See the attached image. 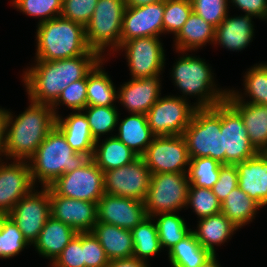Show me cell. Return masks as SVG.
<instances>
[{"label":"cell","mask_w":267,"mask_h":267,"mask_svg":"<svg viewBox=\"0 0 267 267\" xmlns=\"http://www.w3.org/2000/svg\"><path fill=\"white\" fill-rule=\"evenodd\" d=\"M61 105L73 111H82L87 106V76L70 83L61 91L57 101L51 106L55 117L59 116L57 109Z\"/></svg>","instance_id":"43"},{"label":"cell","mask_w":267,"mask_h":267,"mask_svg":"<svg viewBox=\"0 0 267 267\" xmlns=\"http://www.w3.org/2000/svg\"><path fill=\"white\" fill-rule=\"evenodd\" d=\"M187 207L193 209L199 220L221 212V202L212 189L194 187L192 184L188 187Z\"/></svg>","instance_id":"40"},{"label":"cell","mask_w":267,"mask_h":267,"mask_svg":"<svg viewBox=\"0 0 267 267\" xmlns=\"http://www.w3.org/2000/svg\"><path fill=\"white\" fill-rule=\"evenodd\" d=\"M244 95L240 90H230L229 93L238 101L267 105V62L254 64L243 75ZM245 98V99H244Z\"/></svg>","instance_id":"33"},{"label":"cell","mask_w":267,"mask_h":267,"mask_svg":"<svg viewBox=\"0 0 267 267\" xmlns=\"http://www.w3.org/2000/svg\"><path fill=\"white\" fill-rule=\"evenodd\" d=\"M193 11L215 28L229 14L228 0H191Z\"/></svg>","instance_id":"44"},{"label":"cell","mask_w":267,"mask_h":267,"mask_svg":"<svg viewBox=\"0 0 267 267\" xmlns=\"http://www.w3.org/2000/svg\"><path fill=\"white\" fill-rule=\"evenodd\" d=\"M212 254L203 248L193 231L168 251L171 267H199Z\"/></svg>","instance_id":"34"},{"label":"cell","mask_w":267,"mask_h":267,"mask_svg":"<svg viewBox=\"0 0 267 267\" xmlns=\"http://www.w3.org/2000/svg\"><path fill=\"white\" fill-rule=\"evenodd\" d=\"M197 222V229H192V231L201 246L212 255L216 254L215 245L216 247L223 245L239 229L221 212Z\"/></svg>","instance_id":"28"},{"label":"cell","mask_w":267,"mask_h":267,"mask_svg":"<svg viewBox=\"0 0 267 267\" xmlns=\"http://www.w3.org/2000/svg\"><path fill=\"white\" fill-rule=\"evenodd\" d=\"M55 126L63 133L70 147L78 153L93 155L96 140L93 138L90 125L83 111H74L66 117H56Z\"/></svg>","instance_id":"24"},{"label":"cell","mask_w":267,"mask_h":267,"mask_svg":"<svg viewBox=\"0 0 267 267\" xmlns=\"http://www.w3.org/2000/svg\"><path fill=\"white\" fill-rule=\"evenodd\" d=\"M126 2L127 7H140L149 4H153L155 2H159L162 0H124Z\"/></svg>","instance_id":"52"},{"label":"cell","mask_w":267,"mask_h":267,"mask_svg":"<svg viewBox=\"0 0 267 267\" xmlns=\"http://www.w3.org/2000/svg\"><path fill=\"white\" fill-rule=\"evenodd\" d=\"M221 134L224 164L235 165L258 153L250 142L241 115L226 100L221 102Z\"/></svg>","instance_id":"15"},{"label":"cell","mask_w":267,"mask_h":267,"mask_svg":"<svg viewBox=\"0 0 267 267\" xmlns=\"http://www.w3.org/2000/svg\"><path fill=\"white\" fill-rule=\"evenodd\" d=\"M100 143V145H99ZM139 156L115 136L96 140L91 159L103 171L117 169L134 161Z\"/></svg>","instance_id":"30"},{"label":"cell","mask_w":267,"mask_h":267,"mask_svg":"<svg viewBox=\"0 0 267 267\" xmlns=\"http://www.w3.org/2000/svg\"><path fill=\"white\" fill-rule=\"evenodd\" d=\"M181 95L160 96L147 112V121L155 136L183 135L197 109Z\"/></svg>","instance_id":"9"},{"label":"cell","mask_w":267,"mask_h":267,"mask_svg":"<svg viewBox=\"0 0 267 267\" xmlns=\"http://www.w3.org/2000/svg\"><path fill=\"white\" fill-rule=\"evenodd\" d=\"M103 59L96 51L56 61L35 60L22 73L29 101L52 106L70 83L84 79Z\"/></svg>","instance_id":"1"},{"label":"cell","mask_w":267,"mask_h":267,"mask_svg":"<svg viewBox=\"0 0 267 267\" xmlns=\"http://www.w3.org/2000/svg\"><path fill=\"white\" fill-rule=\"evenodd\" d=\"M252 15L241 14L226 18L215 28V45H220L228 51H242L254 38V24Z\"/></svg>","instance_id":"22"},{"label":"cell","mask_w":267,"mask_h":267,"mask_svg":"<svg viewBox=\"0 0 267 267\" xmlns=\"http://www.w3.org/2000/svg\"><path fill=\"white\" fill-rule=\"evenodd\" d=\"M238 187L262 208L267 205V152H258L244 162L235 164Z\"/></svg>","instance_id":"21"},{"label":"cell","mask_w":267,"mask_h":267,"mask_svg":"<svg viewBox=\"0 0 267 267\" xmlns=\"http://www.w3.org/2000/svg\"><path fill=\"white\" fill-rule=\"evenodd\" d=\"M18 11L39 18L38 24L60 16L63 0H11Z\"/></svg>","instance_id":"42"},{"label":"cell","mask_w":267,"mask_h":267,"mask_svg":"<svg viewBox=\"0 0 267 267\" xmlns=\"http://www.w3.org/2000/svg\"><path fill=\"white\" fill-rule=\"evenodd\" d=\"M7 114L8 110L0 106V159L4 158Z\"/></svg>","instance_id":"51"},{"label":"cell","mask_w":267,"mask_h":267,"mask_svg":"<svg viewBox=\"0 0 267 267\" xmlns=\"http://www.w3.org/2000/svg\"><path fill=\"white\" fill-rule=\"evenodd\" d=\"M152 217L157 226L162 250L166 248L169 251L192 231L190 227H187L185 219L177 212L160 213Z\"/></svg>","instance_id":"36"},{"label":"cell","mask_w":267,"mask_h":267,"mask_svg":"<svg viewBox=\"0 0 267 267\" xmlns=\"http://www.w3.org/2000/svg\"><path fill=\"white\" fill-rule=\"evenodd\" d=\"M177 53L182 56L173 63L170 77L175 87L182 92L183 99L190 101L189 97L195 96L196 102L193 104L196 108H211L226 100L228 88L223 90L217 87L212 66L210 67L205 59L192 56L187 52Z\"/></svg>","instance_id":"4"},{"label":"cell","mask_w":267,"mask_h":267,"mask_svg":"<svg viewBox=\"0 0 267 267\" xmlns=\"http://www.w3.org/2000/svg\"><path fill=\"white\" fill-rule=\"evenodd\" d=\"M35 60L74 58L91 50L85 27L62 16L37 24Z\"/></svg>","instance_id":"5"},{"label":"cell","mask_w":267,"mask_h":267,"mask_svg":"<svg viewBox=\"0 0 267 267\" xmlns=\"http://www.w3.org/2000/svg\"><path fill=\"white\" fill-rule=\"evenodd\" d=\"M160 76L131 78L117 89V102L123 105L128 113L147 114L161 96Z\"/></svg>","instance_id":"20"},{"label":"cell","mask_w":267,"mask_h":267,"mask_svg":"<svg viewBox=\"0 0 267 267\" xmlns=\"http://www.w3.org/2000/svg\"><path fill=\"white\" fill-rule=\"evenodd\" d=\"M34 188L28 161L8 163L4 158L0 159V211L8 215L16 203Z\"/></svg>","instance_id":"16"},{"label":"cell","mask_w":267,"mask_h":267,"mask_svg":"<svg viewBox=\"0 0 267 267\" xmlns=\"http://www.w3.org/2000/svg\"><path fill=\"white\" fill-rule=\"evenodd\" d=\"M76 234L77 232L71 226L51 216L33 246L39 255L50 259L51 265Z\"/></svg>","instance_id":"25"},{"label":"cell","mask_w":267,"mask_h":267,"mask_svg":"<svg viewBox=\"0 0 267 267\" xmlns=\"http://www.w3.org/2000/svg\"><path fill=\"white\" fill-rule=\"evenodd\" d=\"M233 7L239 8L244 14L267 20V0H228Z\"/></svg>","instance_id":"49"},{"label":"cell","mask_w":267,"mask_h":267,"mask_svg":"<svg viewBox=\"0 0 267 267\" xmlns=\"http://www.w3.org/2000/svg\"><path fill=\"white\" fill-rule=\"evenodd\" d=\"M226 101L241 115L254 148L267 152V105L238 101L229 92Z\"/></svg>","instance_id":"23"},{"label":"cell","mask_w":267,"mask_h":267,"mask_svg":"<svg viewBox=\"0 0 267 267\" xmlns=\"http://www.w3.org/2000/svg\"><path fill=\"white\" fill-rule=\"evenodd\" d=\"M118 122L115 137L142 157L155 137L148 125L147 115L129 113L124 119H120L119 115Z\"/></svg>","instance_id":"26"},{"label":"cell","mask_w":267,"mask_h":267,"mask_svg":"<svg viewBox=\"0 0 267 267\" xmlns=\"http://www.w3.org/2000/svg\"><path fill=\"white\" fill-rule=\"evenodd\" d=\"M188 187L187 173L152 174L143 201L147 216L186 209Z\"/></svg>","instance_id":"8"},{"label":"cell","mask_w":267,"mask_h":267,"mask_svg":"<svg viewBox=\"0 0 267 267\" xmlns=\"http://www.w3.org/2000/svg\"><path fill=\"white\" fill-rule=\"evenodd\" d=\"M91 232L98 239L109 260L133 256L131 230L97 222Z\"/></svg>","instance_id":"29"},{"label":"cell","mask_w":267,"mask_h":267,"mask_svg":"<svg viewBox=\"0 0 267 267\" xmlns=\"http://www.w3.org/2000/svg\"><path fill=\"white\" fill-rule=\"evenodd\" d=\"M126 7L124 0H98L93 16L85 26L88 46L102 58H105L104 52L107 48L110 50V56L115 54L121 45L122 21Z\"/></svg>","instance_id":"7"},{"label":"cell","mask_w":267,"mask_h":267,"mask_svg":"<svg viewBox=\"0 0 267 267\" xmlns=\"http://www.w3.org/2000/svg\"><path fill=\"white\" fill-rule=\"evenodd\" d=\"M84 267H107L109 259L92 232L83 233Z\"/></svg>","instance_id":"47"},{"label":"cell","mask_w":267,"mask_h":267,"mask_svg":"<svg viewBox=\"0 0 267 267\" xmlns=\"http://www.w3.org/2000/svg\"><path fill=\"white\" fill-rule=\"evenodd\" d=\"M104 61L101 59L87 74V106H116L118 91L102 66Z\"/></svg>","instance_id":"31"},{"label":"cell","mask_w":267,"mask_h":267,"mask_svg":"<svg viewBox=\"0 0 267 267\" xmlns=\"http://www.w3.org/2000/svg\"><path fill=\"white\" fill-rule=\"evenodd\" d=\"M262 207L236 187L221 203V213H223L239 229L251 223L255 215Z\"/></svg>","instance_id":"32"},{"label":"cell","mask_w":267,"mask_h":267,"mask_svg":"<svg viewBox=\"0 0 267 267\" xmlns=\"http://www.w3.org/2000/svg\"><path fill=\"white\" fill-rule=\"evenodd\" d=\"M51 216L71 226L77 233L91 232L97 223V203L55 194L49 188Z\"/></svg>","instance_id":"19"},{"label":"cell","mask_w":267,"mask_h":267,"mask_svg":"<svg viewBox=\"0 0 267 267\" xmlns=\"http://www.w3.org/2000/svg\"><path fill=\"white\" fill-rule=\"evenodd\" d=\"M151 175L144 158L138 157L125 166L104 172V192L143 202L150 187Z\"/></svg>","instance_id":"13"},{"label":"cell","mask_w":267,"mask_h":267,"mask_svg":"<svg viewBox=\"0 0 267 267\" xmlns=\"http://www.w3.org/2000/svg\"><path fill=\"white\" fill-rule=\"evenodd\" d=\"M176 52L197 51L207 43L214 45L215 27L198 16L194 11L191 12L178 34L173 37Z\"/></svg>","instance_id":"27"},{"label":"cell","mask_w":267,"mask_h":267,"mask_svg":"<svg viewBox=\"0 0 267 267\" xmlns=\"http://www.w3.org/2000/svg\"><path fill=\"white\" fill-rule=\"evenodd\" d=\"M51 267H84L83 233H77L63 249Z\"/></svg>","instance_id":"46"},{"label":"cell","mask_w":267,"mask_h":267,"mask_svg":"<svg viewBox=\"0 0 267 267\" xmlns=\"http://www.w3.org/2000/svg\"><path fill=\"white\" fill-rule=\"evenodd\" d=\"M164 0L140 7H126L121 44L134 38L160 37L163 33Z\"/></svg>","instance_id":"17"},{"label":"cell","mask_w":267,"mask_h":267,"mask_svg":"<svg viewBox=\"0 0 267 267\" xmlns=\"http://www.w3.org/2000/svg\"><path fill=\"white\" fill-rule=\"evenodd\" d=\"M98 0H63L60 16L86 26L93 16Z\"/></svg>","instance_id":"45"},{"label":"cell","mask_w":267,"mask_h":267,"mask_svg":"<svg viewBox=\"0 0 267 267\" xmlns=\"http://www.w3.org/2000/svg\"><path fill=\"white\" fill-rule=\"evenodd\" d=\"M183 137L190 159L210 157L224 164L221 103L211 108H197Z\"/></svg>","instance_id":"6"},{"label":"cell","mask_w":267,"mask_h":267,"mask_svg":"<svg viewBox=\"0 0 267 267\" xmlns=\"http://www.w3.org/2000/svg\"><path fill=\"white\" fill-rule=\"evenodd\" d=\"M216 254L212 255L208 260H206L202 265L199 267H222L218 260L216 259Z\"/></svg>","instance_id":"53"},{"label":"cell","mask_w":267,"mask_h":267,"mask_svg":"<svg viewBox=\"0 0 267 267\" xmlns=\"http://www.w3.org/2000/svg\"><path fill=\"white\" fill-rule=\"evenodd\" d=\"M29 245L14 220L5 215L0 224V259L15 257Z\"/></svg>","instance_id":"39"},{"label":"cell","mask_w":267,"mask_h":267,"mask_svg":"<svg viewBox=\"0 0 267 267\" xmlns=\"http://www.w3.org/2000/svg\"><path fill=\"white\" fill-rule=\"evenodd\" d=\"M142 157L151 174L187 173L190 164L183 135L155 136Z\"/></svg>","instance_id":"12"},{"label":"cell","mask_w":267,"mask_h":267,"mask_svg":"<svg viewBox=\"0 0 267 267\" xmlns=\"http://www.w3.org/2000/svg\"><path fill=\"white\" fill-rule=\"evenodd\" d=\"M159 38H134L123 42L116 49V53L118 51L123 52L124 50L131 78H146L162 75L166 63V55L163 43Z\"/></svg>","instance_id":"11"},{"label":"cell","mask_w":267,"mask_h":267,"mask_svg":"<svg viewBox=\"0 0 267 267\" xmlns=\"http://www.w3.org/2000/svg\"><path fill=\"white\" fill-rule=\"evenodd\" d=\"M4 217H5V214H4L2 211H0V224H1V220H2Z\"/></svg>","instance_id":"54"},{"label":"cell","mask_w":267,"mask_h":267,"mask_svg":"<svg viewBox=\"0 0 267 267\" xmlns=\"http://www.w3.org/2000/svg\"><path fill=\"white\" fill-rule=\"evenodd\" d=\"M134 245L133 256L149 262L148 259L162 251L160 246L157 226L153 217L147 216L132 230Z\"/></svg>","instance_id":"35"},{"label":"cell","mask_w":267,"mask_h":267,"mask_svg":"<svg viewBox=\"0 0 267 267\" xmlns=\"http://www.w3.org/2000/svg\"><path fill=\"white\" fill-rule=\"evenodd\" d=\"M97 222L132 230L147 217L144 202L104 194L97 202Z\"/></svg>","instance_id":"18"},{"label":"cell","mask_w":267,"mask_h":267,"mask_svg":"<svg viewBox=\"0 0 267 267\" xmlns=\"http://www.w3.org/2000/svg\"><path fill=\"white\" fill-rule=\"evenodd\" d=\"M29 104L18 116L8 110L4 147L7 161H28L55 127L56 117L50 105Z\"/></svg>","instance_id":"2"},{"label":"cell","mask_w":267,"mask_h":267,"mask_svg":"<svg viewBox=\"0 0 267 267\" xmlns=\"http://www.w3.org/2000/svg\"><path fill=\"white\" fill-rule=\"evenodd\" d=\"M90 125V131L95 140L102 138L108 133L112 136L119 119V110L117 106H86L83 110Z\"/></svg>","instance_id":"37"},{"label":"cell","mask_w":267,"mask_h":267,"mask_svg":"<svg viewBox=\"0 0 267 267\" xmlns=\"http://www.w3.org/2000/svg\"><path fill=\"white\" fill-rule=\"evenodd\" d=\"M31 245L40 235L46 221L51 217L49 187L33 189L22 197L8 214Z\"/></svg>","instance_id":"14"},{"label":"cell","mask_w":267,"mask_h":267,"mask_svg":"<svg viewBox=\"0 0 267 267\" xmlns=\"http://www.w3.org/2000/svg\"><path fill=\"white\" fill-rule=\"evenodd\" d=\"M236 187H238V170L236 166L223 164L220 167L219 179L212 188L213 193L223 203Z\"/></svg>","instance_id":"48"},{"label":"cell","mask_w":267,"mask_h":267,"mask_svg":"<svg viewBox=\"0 0 267 267\" xmlns=\"http://www.w3.org/2000/svg\"><path fill=\"white\" fill-rule=\"evenodd\" d=\"M222 165L219 161L210 157L190 159L187 171L189 184L194 187L212 189L219 179Z\"/></svg>","instance_id":"38"},{"label":"cell","mask_w":267,"mask_h":267,"mask_svg":"<svg viewBox=\"0 0 267 267\" xmlns=\"http://www.w3.org/2000/svg\"><path fill=\"white\" fill-rule=\"evenodd\" d=\"M55 194L97 203L104 192V172L90 159L81 168L61 175L50 186Z\"/></svg>","instance_id":"10"},{"label":"cell","mask_w":267,"mask_h":267,"mask_svg":"<svg viewBox=\"0 0 267 267\" xmlns=\"http://www.w3.org/2000/svg\"><path fill=\"white\" fill-rule=\"evenodd\" d=\"M193 11L191 0H164L163 34L175 37Z\"/></svg>","instance_id":"41"},{"label":"cell","mask_w":267,"mask_h":267,"mask_svg":"<svg viewBox=\"0 0 267 267\" xmlns=\"http://www.w3.org/2000/svg\"><path fill=\"white\" fill-rule=\"evenodd\" d=\"M91 158L75 152L63 133L55 126L28 160L34 185L50 186L61 175L81 168Z\"/></svg>","instance_id":"3"},{"label":"cell","mask_w":267,"mask_h":267,"mask_svg":"<svg viewBox=\"0 0 267 267\" xmlns=\"http://www.w3.org/2000/svg\"><path fill=\"white\" fill-rule=\"evenodd\" d=\"M148 263L149 262L131 256L127 258L109 260L107 267H149Z\"/></svg>","instance_id":"50"}]
</instances>
